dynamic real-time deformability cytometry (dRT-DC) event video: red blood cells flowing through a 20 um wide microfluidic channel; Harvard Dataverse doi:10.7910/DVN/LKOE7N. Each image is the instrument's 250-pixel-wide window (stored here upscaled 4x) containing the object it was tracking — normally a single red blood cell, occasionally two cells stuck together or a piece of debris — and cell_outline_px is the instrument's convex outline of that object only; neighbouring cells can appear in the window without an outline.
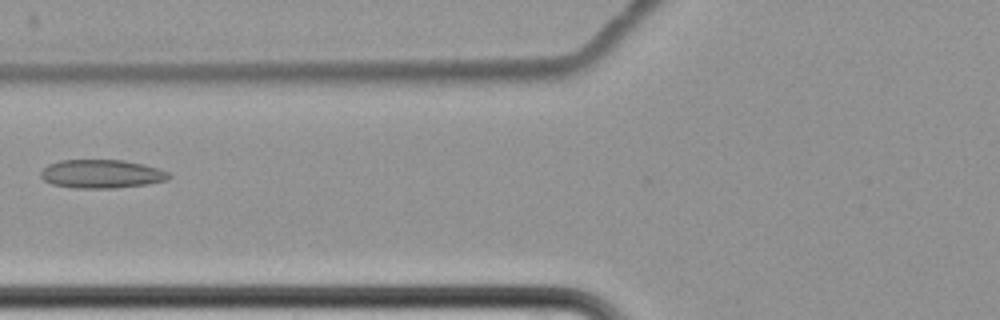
{"species": "common noctule bat (a hibernating species)", "species_latin": "Nyctalus noctula", "temperature_condition": "cold", "stored_images_in_passage": 10, "camera_frame_rate_fps": 3000, "um_per_image_px": 0.085, "animal": {"sex": "female", "body_mass_g": 22.7, "forearm_length_mm": 54.2}, "frame": {"image": 1, "passage_image": 10, "time_ms": 10.667, "image_size_px": [1000, 320], "cell_outline_px": [[172, 176], [168, 180], [148, 184], [116, 188], [76, 188], [52, 184], [44, 180], [40, 176], [40, 172], [48, 164], [60, 160], [124, 160], [144, 164], [168, 172]], "centroid_in_image_um": [8.64, 14.78], "position_along_channel_um": 117.2, "area_um2": 21.39}}